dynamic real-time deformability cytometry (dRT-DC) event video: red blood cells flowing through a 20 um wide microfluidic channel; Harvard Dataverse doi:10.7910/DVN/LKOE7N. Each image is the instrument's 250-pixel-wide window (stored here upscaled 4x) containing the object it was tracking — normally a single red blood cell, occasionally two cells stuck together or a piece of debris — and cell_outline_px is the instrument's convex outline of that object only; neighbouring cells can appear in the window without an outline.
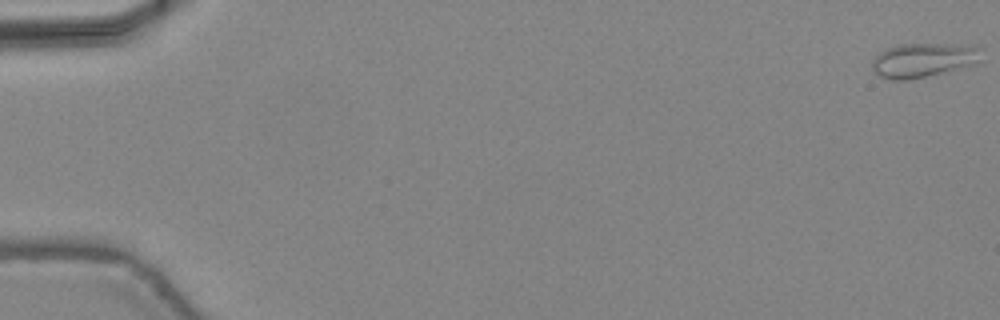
{"species": "common noctule bat (a hibernating species)", "species_latin": "Nyctalus noctula", "temperature_condition": "warm", "stored_images_in_passage": 47, "camera_frame_rate_fps": 3000, "um_per_image_px": 0.085, "animal": {"sex": "female", "body_mass_g": 24.6, "forearm_length_mm": 56.2}, "frame": {"image": 1, "passage_image": 1, "time_ms": 0.0, "image_size_px": [1000, 320], "cell_outline_px": [[980, 48], [976, 64], [908, 80], [888, 80], [872, 72], [872, 60], [880, 52], [888, 48], [900, 44], [944, 44]], "centroid_in_image_um": [78.36, 5.13], "position_along_channel_um": 6.6, "area_um2": 21.27}}
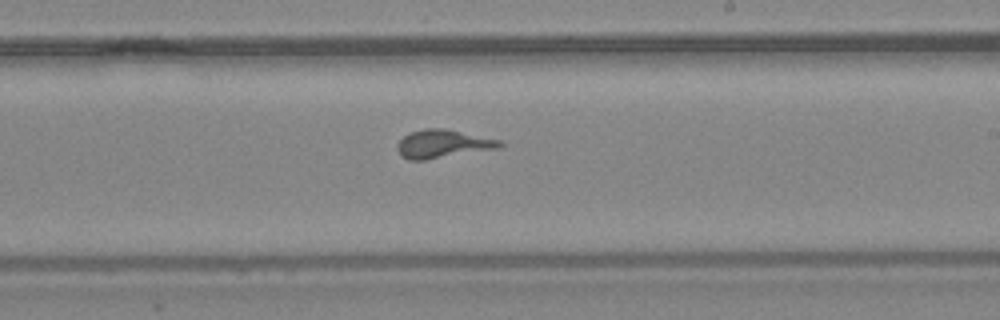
{"frame": {"image": 2, "passage_image": 29, "time_ms": 9.333, "image_size_px": [1000, 320], "cell_outline_px": [[504, 144], [496, 148], [424, 160], [408, 160], [400, 156], [396, 148], [396, 144], [404, 136], [412, 132], [424, 128], [444, 128], [504, 140]], "centroid_in_image_um": [37.62, 12.22], "position_along_channel_um": 251.4, "area_um2": 16.88}}
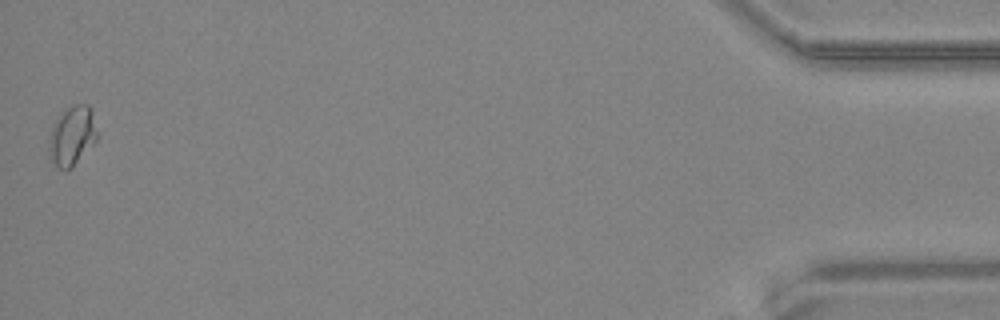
{"frame": {"image": 3, "passage_image": 47, "time_ms": 15.333, "image_size_px": [1000, 320], "cell_outline_px": [[96, 140], [72, 168], [64, 172], [48, 156], [48, 140], [52, 124], [60, 112], [72, 104], [88, 104], [92, 108], [96, 132]], "centroid_in_image_um": [6.09, 11.52], "position_along_channel_um": 429.1, "area_um2": 16.94}}